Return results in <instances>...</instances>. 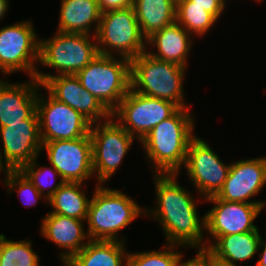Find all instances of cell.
<instances>
[{
	"label": "cell",
	"instance_id": "cell-1",
	"mask_svg": "<svg viewBox=\"0 0 266 266\" xmlns=\"http://www.w3.org/2000/svg\"><path fill=\"white\" fill-rule=\"evenodd\" d=\"M156 206L145 210V216L160 223L166 243L206 249L205 214L200 218L197 201L178 181L177 173L154 174ZM204 230V231H203Z\"/></svg>",
	"mask_w": 266,
	"mask_h": 266
},
{
	"label": "cell",
	"instance_id": "cell-2",
	"mask_svg": "<svg viewBox=\"0 0 266 266\" xmlns=\"http://www.w3.org/2000/svg\"><path fill=\"white\" fill-rule=\"evenodd\" d=\"M189 108H179L156 125L141 141L154 174L181 172L190 141L196 136L195 121Z\"/></svg>",
	"mask_w": 266,
	"mask_h": 266
},
{
	"label": "cell",
	"instance_id": "cell-3",
	"mask_svg": "<svg viewBox=\"0 0 266 266\" xmlns=\"http://www.w3.org/2000/svg\"><path fill=\"white\" fill-rule=\"evenodd\" d=\"M87 213V234L90 240L124 241L119 232L131 224L146 208L118 189L96 184ZM120 238V239H119Z\"/></svg>",
	"mask_w": 266,
	"mask_h": 266
},
{
	"label": "cell",
	"instance_id": "cell-4",
	"mask_svg": "<svg viewBox=\"0 0 266 266\" xmlns=\"http://www.w3.org/2000/svg\"><path fill=\"white\" fill-rule=\"evenodd\" d=\"M98 54L96 38L93 34L57 31L53 37L40 39L38 62L44 67L56 69L57 74L37 70L35 78L42 85L51 76L76 75Z\"/></svg>",
	"mask_w": 266,
	"mask_h": 266
},
{
	"label": "cell",
	"instance_id": "cell-5",
	"mask_svg": "<svg viewBox=\"0 0 266 266\" xmlns=\"http://www.w3.org/2000/svg\"><path fill=\"white\" fill-rule=\"evenodd\" d=\"M186 70L143 52L131 60V88L140 94L173 102L179 108H189L183 87Z\"/></svg>",
	"mask_w": 266,
	"mask_h": 266
},
{
	"label": "cell",
	"instance_id": "cell-6",
	"mask_svg": "<svg viewBox=\"0 0 266 266\" xmlns=\"http://www.w3.org/2000/svg\"><path fill=\"white\" fill-rule=\"evenodd\" d=\"M76 76L81 85L112 113L131 89V61L98 54Z\"/></svg>",
	"mask_w": 266,
	"mask_h": 266
},
{
	"label": "cell",
	"instance_id": "cell-7",
	"mask_svg": "<svg viewBox=\"0 0 266 266\" xmlns=\"http://www.w3.org/2000/svg\"><path fill=\"white\" fill-rule=\"evenodd\" d=\"M95 38L99 54H117L130 61L147 48L132 6L103 12Z\"/></svg>",
	"mask_w": 266,
	"mask_h": 266
},
{
	"label": "cell",
	"instance_id": "cell-8",
	"mask_svg": "<svg viewBox=\"0 0 266 266\" xmlns=\"http://www.w3.org/2000/svg\"><path fill=\"white\" fill-rule=\"evenodd\" d=\"M90 137L93 174H96L97 184H105L128 154L134 137L112 116L104 122L93 123Z\"/></svg>",
	"mask_w": 266,
	"mask_h": 266
},
{
	"label": "cell",
	"instance_id": "cell-9",
	"mask_svg": "<svg viewBox=\"0 0 266 266\" xmlns=\"http://www.w3.org/2000/svg\"><path fill=\"white\" fill-rule=\"evenodd\" d=\"M32 21H20L0 29V71L7 76L24 71L36 77L40 38Z\"/></svg>",
	"mask_w": 266,
	"mask_h": 266
},
{
	"label": "cell",
	"instance_id": "cell-10",
	"mask_svg": "<svg viewBox=\"0 0 266 266\" xmlns=\"http://www.w3.org/2000/svg\"><path fill=\"white\" fill-rule=\"evenodd\" d=\"M178 109L173 102L149 97L131 88L111 116L136 140L141 141L156 125L171 117Z\"/></svg>",
	"mask_w": 266,
	"mask_h": 266
},
{
	"label": "cell",
	"instance_id": "cell-11",
	"mask_svg": "<svg viewBox=\"0 0 266 266\" xmlns=\"http://www.w3.org/2000/svg\"><path fill=\"white\" fill-rule=\"evenodd\" d=\"M40 93L38 92L36 112L42 143L73 140L90 134L92 123L81 113L55 99L49 92L46 97Z\"/></svg>",
	"mask_w": 266,
	"mask_h": 266
},
{
	"label": "cell",
	"instance_id": "cell-12",
	"mask_svg": "<svg viewBox=\"0 0 266 266\" xmlns=\"http://www.w3.org/2000/svg\"><path fill=\"white\" fill-rule=\"evenodd\" d=\"M184 166L199 196L207 199L222 189L231 163H224L207 141L196 135L189 143Z\"/></svg>",
	"mask_w": 266,
	"mask_h": 266
},
{
	"label": "cell",
	"instance_id": "cell-13",
	"mask_svg": "<svg viewBox=\"0 0 266 266\" xmlns=\"http://www.w3.org/2000/svg\"><path fill=\"white\" fill-rule=\"evenodd\" d=\"M0 141L3 144L2 151L0 147V167L4 171L20 170L38 158L43 143L37 112L23 123H8V126L0 127Z\"/></svg>",
	"mask_w": 266,
	"mask_h": 266
},
{
	"label": "cell",
	"instance_id": "cell-14",
	"mask_svg": "<svg viewBox=\"0 0 266 266\" xmlns=\"http://www.w3.org/2000/svg\"><path fill=\"white\" fill-rule=\"evenodd\" d=\"M58 171L64 182H84L93 174L92 143L90 134L73 140L43 142L41 151Z\"/></svg>",
	"mask_w": 266,
	"mask_h": 266
},
{
	"label": "cell",
	"instance_id": "cell-15",
	"mask_svg": "<svg viewBox=\"0 0 266 266\" xmlns=\"http://www.w3.org/2000/svg\"><path fill=\"white\" fill-rule=\"evenodd\" d=\"M205 202L214 205L205 214V234L207 232L211 238L216 240L220 236L259 230L254 220L265 209L259 204L224 201L216 196L205 199Z\"/></svg>",
	"mask_w": 266,
	"mask_h": 266
},
{
	"label": "cell",
	"instance_id": "cell-16",
	"mask_svg": "<svg viewBox=\"0 0 266 266\" xmlns=\"http://www.w3.org/2000/svg\"><path fill=\"white\" fill-rule=\"evenodd\" d=\"M265 185V156L233 161L227 179L216 197L224 201L259 204L264 208L266 207V200L253 201L249 199L257 196Z\"/></svg>",
	"mask_w": 266,
	"mask_h": 266
},
{
	"label": "cell",
	"instance_id": "cell-17",
	"mask_svg": "<svg viewBox=\"0 0 266 266\" xmlns=\"http://www.w3.org/2000/svg\"><path fill=\"white\" fill-rule=\"evenodd\" d=\"M43 88L55 99L81 113L92 124L111 117V113L81 85L76 75L51 76L42 84Z\"/></svg>",
	"mask_w": 266,
	"mask_h": 266
},
{
	"label": "cell",
	"instance_id": "cell-18",
	"mask_svg": "<svg viewBox=\"0 0 266 266\" xmlns=\"http://www.w3.org/2000/svg\"><path fill=\"white\" fill-rule=\"evenodd\" d=\"M42 85L35 77L23 83L0 80V127L8 123H23L35 112ZM39 89V90H38Z\"/></svg>",
	"mask_w": 266,
	"mask_h": 266
},
{
	"label": "cell",
	"instance_id": "cell-19",
	"mask_svg": "<svg viewBox=\"0 0 266 266\" xmlns=\"http://www.w3.org/2000/svg\"><path fill=\"white\" fill-rule=\"evenodd\" d=\"M85 221L54 213H47L42 218L39 230L41 235L57 247L67 250L60 252L61 262H68L89 242L83 224Z\"/></svg>",
	"mask_w": 266,
	"mask_h": 266
},
{
	"label": "cell",
	"instance_id": "cell-20",
	"mask_svg": "<svg viewBox=\"0 0 266 266\" xmlns=\"http://www.w3.org/2000/svg\"><path fill=\"white\" fill-rule=\"evenodd\" d=\"M177 21L153 33L146 39V45L157 48L152 52L146 48L150 56L187 68V57L193 47V39Z\"/></svg>",
	"mask_w": 266,
	"mask_h": 266
},
{
	"label": "cell",
	"instance_id": "cell-21",
	"mask_svg": "<svg viewBox=\"0 0 266 266\" xmlns=\"http://www.w3.org/2000/svg\"><path fill=\"white\" fill-rule=\"evenodd\" d=\"M259 230L220 236L211 242L206 239V250L214 260L231 266L237 262L250 260L257 254L261 239Z\"/></svg>",
	"mask_w": 266,
	"mask_h": 266
},
{
	"label": "cell",
	"instance_id": "cell-22",
	"mask_svg": "<svg viewBox=\"0 0 266 266\" xmlns=\"http://www.w3.org/2000/svg\"><path fill=\"white\" fill-rule=\"evenodd\" d=\"M101 14L97 0H61L57 31L95 36Z\"/></svg>",
	"mask_w": 266,
	"mask_h": 266
},
{
	"label": "cell",
	"instance_id": "cell-23",
	"mask_svg": "<svg viewBox=\"0 0 266 266\" xmlns=\"http://www.w3.org/2000/svg\"><path fill=\"white\" fill-rule=\"evenodd\" d=\"M125 246L121 241L89 240L68 263L70 266H126Z\"/></svg>",
	"mask_w": 266,
	"mask_h": 266
},
{
	"label": "cell",
	"instance_id": "cell-24",
	"mask_svg": "<svg viewBox=\"0 0 266 266\" xmlns=\"http://www.w3.org/2000/svg\"><path fill=\"white\" fill-rule=\"evenodd\" d=\"M132 7L146 39L176 21L175 0H133Z\"/></svg>",
	"mask_w": 266,
	"mask_h": 266
},
{
	"label": "cell",
	"instance_id": "cell-25",
	"mask_svg": "<svg viewBox=\"0 0 266 266\" xmlns=\"http://www.w3.org/2000/svg\"><path fill=\"white\" fill-rule=\"evenodd\" d=\"M85 183L65 182L49 199L53 209L48 213L86 220L91 199L82 188Z\"/></svg>",
	"mask_w": 266,
	"mask_h": 266
},
{
	"label": "cell",
	"instance_id": "cell-26",
	"mask_svg": "<svg viewBox=\"0 0 266 266\" xmlns=\"http://www.w3.org/2000/svg\"><path fill=\"white\" fill-rule=\"evenodd\" d=\"M176 21L191 35L203 37L218 20L203 7L192 5V1L177 3Z\"/></svg>",
	"mask_w": 266,
	"mask_h": 266
},
{
	"label": "cell",
	"instance_id": "cell-27",
	"mask_svg": "<svg viewBox=\"0 0 266 266\" xmlns=\"http://www.w3.org/2000/svg\"><path fill=\"white\" fill-rule=\"evenodd\" d=\"M39 260L31 241H14L0 234V266H39Z\"/></svg>",
	"mask_w": 266,
	"mask_h": 266
},
{
	"label": "cell",
	"instance_id": "cell-28",
	"mask_svg": "<svg viewBox=\"0 0 266 266\" xmlns=\"http://www.w3.org/2000/svg\"><path fill=\"white\" fill-rule=\"evenodd\" d=\"M37 158L33 159L28 164L24 165L20 171L27 177V179L35 186V188L46 199L44 202L48 203V199L65 183L58 171L52 166H40L36 162ZM38 166V167H37ZM59 182H56V178ZM48 189V190H47Z\"/></svg>",
	"mask_w": 266,
	"mask_h": 266
},
{
	"label": "cell",
	"instance_id": "cell-29",
	"mask_svg": "<svg viewBox=\"0 0 266 266\" xmlns=\"http://www.w3.org/2000/svg\"><path fill=\"white\" fill-rule=\"evenodd\" d=\"M178 245L165 243L161 250L145 252H128L126 266H176L177 261L183 255L177 251Z\"/></svg>",
	"mask_w": 266,
	"mask_h": 266
},
{
	"label": "cell",
	"instance_id": "cell-30",
	"mask_svg": "<svg viewBox=\"0 0 266 266\" xmlns=\"http://www.w3.org/2000/svg\"><path fill=\"white\" fill-rule=\"evenodd\" d=\"M3 174L7 191L11 194L17 190L18 196L22 198L21 203L27 208L37 205L42 197L45 198L20 170H7Z\"/></svg>",
	"mask_w": 266,
	"mask_h": 266
},
{
	"label": "cell",
	"instance_id": "cell-31",
	"mask_svg": "<svg viewBox=\"0 0 266 266\" xmlns=\"http://www.w3.org/2000/svg\"><path fill=\"white\" fill-rule=\"evenodd\" d=\"M196 251V256L185 262L182 261L184 254L181 255L176 266H213V257L206 249H198Z\"/></svg>",
	"mask_w": 266,
	"mask_h": 266
},
{
	"label": "cell",
	"instance_id": "cell-32",
	"mask_svg": "<svg viewBox=\"0 0 266 266\" xmlns=\"http://www.w3.org/2000/svg\"><path fill=\"white\" fill-rule=\"evenodd\" d=\"M192 5L203 7L204 10L211 13L217 20L225 11V5L220 0H189Z\"/></svg>",
	"mask_w": 266,
	"mask_h": 266
},
{
	"label": "cell",
	"instance_id": "cell-33",
	"mask_svg": "<svg viewBox=\"0 0 266 266\" xmlns=\"http://www.w3.org/2000/svg\"><path fill=\"white\" fill-rule=\"evenodd\" d=\"M133 0H97L101 12L125 9L132 6Z\"/></svg>",
	"mask_w": 266,
	"mask_h": 266
},
{
	"label": "cell",
	"instance_id": "cell-34",
	"mask_svg": "<svg viewBox=\"0 0 266 266\" xmlns=\"http://www.w3.org/2000/svg\"><path fill=\"white\" fill-rule=\"evenodd\" d=\"M258 252H260L258 256L259 259L255 266H266V240L262 239V236L260 239Z\"/></svg>",
	"mask_w": 266,
	"mask_h": 266
},
{
	"label": "cell",
	"instance_id": "cell-35",
	"mask_svg": "<svg viewBox=\"0 0 266 266\" xmlns=\"http://www.w3.org/2000/svg\"><path fill=\"white\" fill-rule=\"evenodd\" d=\"M9 9V0H0V21Z\"/></svg>",
	"mask_w": 266,
	"mask_h": 266
},
{
	"label": "cell",
	"instance_id": "cell-36",
	"mask_svg": "<svg viewBox=\"0 0 266 266\" xmlns=\"http://www.w3.org/2000/svg\"><path fill=\"white\" fill-rule=\"evenodd\" d=\"M213 266H231V265H226L224 263H220V262L213 259Z\"/></svg>",
	"mask_w": 266,
	"mask_h": 266
},
{
	"label": "cell",
	"instance_id": "cell-37",
	"mask_svg": "<svg viewBox=\"0 0 266 266\" xmlns=\"http://www.w3.org/2000/svg\"><path fill=\"white\" fill-rule=\"evenodd\" d=\"M63 266H70L68 262H62Z\"/></svg>",
	"mask_w": 266,
	"mask_h": 266
},
{
	"label": "cell",
	"instance_id": "cell-38",
	"mask_svg": "<svg viewBox=\"0 0 266 266\" xmlns=\"http://www.w3.org/2000/svg\"><path fill=\"white\" fill-rule=\"evenodd\" d=\"M225 6H226V1L227 0H220Z\"/></svg>",
	"mask_w": 266,
	"mask_h": 266
}]
</instances>
